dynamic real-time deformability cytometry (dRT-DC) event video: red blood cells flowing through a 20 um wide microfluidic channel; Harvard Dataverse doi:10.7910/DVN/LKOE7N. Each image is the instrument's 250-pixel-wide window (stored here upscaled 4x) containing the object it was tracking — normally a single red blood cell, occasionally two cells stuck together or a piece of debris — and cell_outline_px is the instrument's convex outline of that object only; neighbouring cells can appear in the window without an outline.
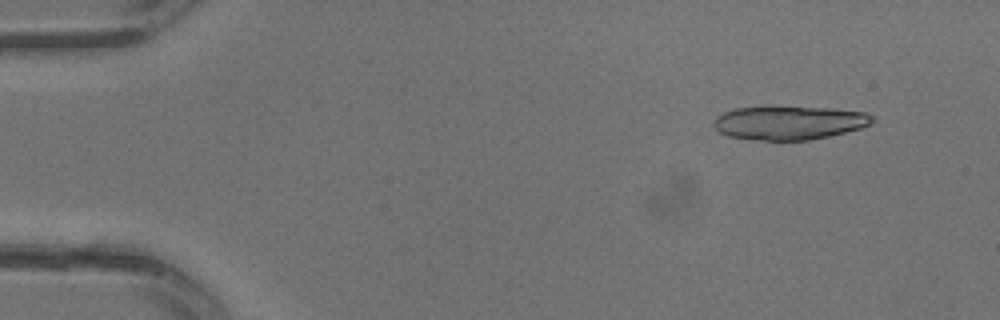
{"species": "common noctule bat (a hibernating species)", "species_latin": "Nyctalus noctula", "temperature_condition": "warm", "stored_images_in_passage": 31, "segment_of_instrument_passage": [1, 2], "camera_frame_rate_fps": 3000, "um_per_image_px": 0.085, "animal": {"sex": "male", "body_mass_g": 13.3}, "frame": {"image": 1, "passage_image": 3, "time_ms": 0.667, "image_size_px": [1000, 320], "cell_outline_px": [[876, 120], [872, 124], [860, 128], [828, 136], [808, 140], [764, 140], [728, 136], [720, 132], [712, 124], [716, 116], [724, 112], [736, 108], [768, 104], [832, 108], [864, 112], [872, 116]], "centroid_in_image_um": [67.06, 10.38], "position_along_channel_um": 17.9, "area_um2": 31.91}}